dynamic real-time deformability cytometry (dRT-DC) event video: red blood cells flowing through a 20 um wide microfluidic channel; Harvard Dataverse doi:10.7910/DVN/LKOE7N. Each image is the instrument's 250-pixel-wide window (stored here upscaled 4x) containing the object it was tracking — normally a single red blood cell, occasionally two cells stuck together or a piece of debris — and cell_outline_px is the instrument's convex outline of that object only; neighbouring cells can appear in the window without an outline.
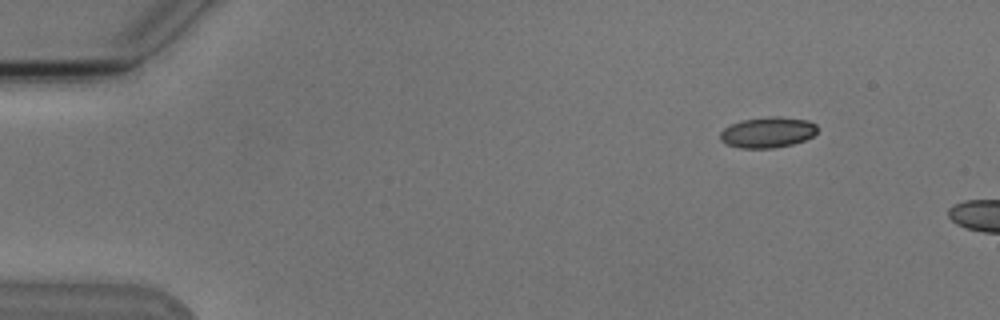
{"species": "Egyptian fruit bat (a non-hibernating species)", "species_latin": "Rousettus aegyptiacus", "temperature_condition": "cold", "stored_images_in_passage": 3, "camera_frame_rate_fps": 3000, "um_per_image_px": 0.085, "animal": {"sex": "male"}, "frame": {"image": 1, "passage_image": 1, "time_ms": 0.0, "image_size_px": [1000, 320], "cell_outline_px": [[816, 132], [812, 136], [804, 140], [792, 144], [772, 148], [740, 148], [728, 144], [720, 140], [720, 132], [724, 128], [740, 120], [768, 116], [780, 116], [808, 120], [816, 124]], "centroid_in_image_um": [65.24, 11.23], "position_along_channel_um": 19.8, "area_um2": 17.4}}